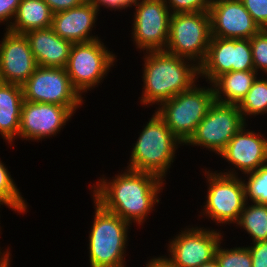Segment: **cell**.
Returning <instances> with one entry per match:
<instances>
[{"instance_id": "603a6c76", "label": "cell", "mask_w": 267, "mask_h": 267, "mask_svg": "<svg viewBox=\"0 0 267 267\" xmlns=\"http://www.w3.org/2000/svg\"><path fill=\"white\" fill-rule=\"evenodd\" d=\"M247 204L246 201L236 224L250 234L253 243L267 241V204Z\"/></svg>"}, {"instance_id": "5b68a950", "label": "cell", "mask_w": 267, "mask_h": 267, "mask_svg": "<svg viewBox=\"0 0 267 267\" xmlns=\"http://www.w3.org/2000/svg\"><path fill=\"white\" fill-rule=\"evenodd\" d=\"M214 101L212 85L210 88L194 85L191 89L162 102L155 111L185 145Z\"/></svg>"}, {"instance_id": "52a82bcc", "label": "cell", "mask_w": 267, "mask_h": 267, "mask_svg": "<svg viewBox=\"0 0 267 267\" xmlns=\"http://www.w3.org/2000/svg\"><path fill=\"white\" fill-rule=\"evenodd\" d=\"M204 174L209 186L203 215L217 224H235L246 203L242 178L231 169L224 173L205 170Z\"/></svg>"}, {"instance_id": "d4e9b609", "label": "cell", "mask_w": 267, "mask_h": 267, "mask_svg": "<svg viewBox=\"0 0 267 267\" xmlns=\"http://www.w3.org/2000/svg\"><path fill=\"white\" fill-rule=\"evenodd\" d=\"M0 200L7 208L13 209L18 213H25L27 202L23 199L14 180L11 178L5 164L0 160Z\"/></svg>"}, {"instance_id": "4fadbf2b", "label": "cell", "mask_w": 267, "mask_h": 267, "mask_svg": "<svg viewBox=\"0 0 267 267\" xmlns=\"http://www.w3.org/2000/svg\"><path fill=\"white\" fill-rule=\"evenodd\" d=\"M179 233L169 242L170 254L166 257L175 267H199L212 261L223 240L219 231L203 227L187 228Z\"/></svg>"}, {"instance_id": "cb8c5ba5", "label": "cell", "mask_w": 267, "mask_h": 267, "mask_svg": "<svg viewBox=\"0 0 267 267\" xmlns=\"http://www.w3.org/2000/svg\"><path fill=\"white\" fill-rule=\"evenodd\" d=\"M238 107L245 121L248 116L267 113V79L256 78Z\"/></svg>"}, {"instance_id": "30bf717a", "label": "cell", "mask_w": 267, "mask_h": 267, "mask_svg": "<svg viewBox=\"0 0 267 267\" xmlns=\"http://www.w3.org/2000/svg\"><path fill=\"white\" fill-rule=\"evenodd\" d=\"M244 125L238 105L214 101L185 144L203 146L219 155Z\"/></svg>"}, {"instance_id": "5bb4252c", "label": "cell", "mask_w": 267, "mask_h": 267, "mask_svg": "<svg viewBox=\"0 0 267 267\" xmlns=\"http://www.w3.org/2000/svg\"><path fill=\"white\" fill-rule=\"evenodd\" d=\"M209 15L211 37L250 39L262 30L241 0H212Z\"/></svg>"}, {"instance_id": "7c38bea8", "label": "cell", "mask_w": 267, "mask_h": 267, "mask_svg": "<svg viewBox=\"0 0 267 267\" xmlns=\"http://www.w3.org/2000/svg\"><path fill=\"white\" fill-rule=\"evenodd\" d=\"M254 70L250 39L211 37L204 61L199 65V76L212 83L231 71Z\"/></svg>"}, {"instance_id": "ac0fdd59", "label": "cell", "mask_w": 267, "mask_h": 267, "mask_svg": "<svg viewBox=\"0 0 267 267\" xmlns=\"http://www.w3.org/2000/svg\"><path fill=\"white\" fill-rule=\"evenodd\" d=\"M98 8L89 0L72 9L53 13L52 25L54 32L62 39L72 43H86L99 39L90 36L97 20Z\"/></svg>"}, {"instance_id": "4dcf8cb0", "label": "cell", "mask_w": 267, "mask_h": 267, "mask_svg": "<svg viewBox=\"0 0 267 267\" xmlns=\"http://www.w3.org/2000/svg\"><path fill=\"white\" fill-rule=\"evenodd\" d=\"M248 249L251 253L252 267H267V241H259Z\"/></svg>"}, {"instance_id": "44dd1931", "label": "cell", "mask_w": 267, "mask_h": 267, "mask_svg": "<svg viewBox=\"0 0 267 267\" xmlns=\"http://www.w3.org/2000/svg\"><path fill=\"white\" fill-rule=\"evenodd\" d=\"M257 75L255 70L231 71L222 74L210 84L214 91V100L239 105L251 89Z\"/></svg>"}, {"instance_id": "277c9868", "label": "cell", "mask_w": 267, "mask_h": 267, "mask_svg": "<svg viewBox=\"0 0 267 267\" xmlns=\"http://www.w3.org/2000/svg\"><path fill=\"white\" fill-rule=\"evenodd\" d=\"M93 200L95 216L88 247L90 267H125L123 255L130 223Z\"/></svg>"}, {"instance_id": "ba28073f", "label": "cell", "mask_w": 267, "mask_h": 267, "mask_svg": "<svg viewBox=\"0 0 267 267\" xmlns=\"http://www.w3.org/2000/svg\"><path fill=\"white\" fill-rule=\"evenodd\" d=\"M100 40L73 43L71 47L65 69L80 95L99 85L116 61L113 52L111 53Z\"/></svg>"}, {"instance_id": "484cf974", "label": "cell", "mask_w": 267, "mask_h": 267, "mask_svg": "<svg viewBox=\"0 0 267 267\" xmlns=\"http://www.w3.org/2000/svg\"><path fill=\"white\" fill-rule=\"evenodd\" d=\"M249 177L243 179L245 200L258 204H267V164L259 167L256 171L246 173Z\"/></svg>"}, {"instance_id": "d590c367", "label": "cell", "mask_w": 267, "mask_h": 267, "mask_svg": "<svg viewBox=\"0 0 267 267\" xmlns=\"http://www.w3.org/2000/svg\"><path fill=\"white\" fill-rule=\"evenodd\" d=\"M10 256L8 249L3 253L0 250V267H10Z\"/></svg>"}, {"instance_id": "3957f363", "label": "cell", "mask_w": 267, "mask_h": 267, "mask_svg": "<svg viewBox=\"0 0 267 267\" xmlns=\"http://www.w3.org/2000/svg\"><path fill=\"white\" fill-rule=\"evenodd\" d=\"M133 146L128 169L156 174L164 179L174 162L179 144H183L156 113L142 129Z\"/></svg>"}, {"instance_id": "f1b7e54d", "label": "cell", "mask_w": 267, "mask_h": 267, "mask_svg": "<svg viewBox=\"0 0 267 267\" xmlns=\"http://www.w3.org/2000/svg\"><path fill=\"white\" fill-rule=\"evenodd\" d=\"M164 2L171 14H175L187 12H209L212 0H164Z\"/></svg>"}, {"instance_id": "9a60e30c", "label": "cell", "mask_w": 267, "mask_h": 267, "mask_svg": "<svg viewBox=\"0 0 267 267\" xmlns=\"http://www.w3.org/2000/svg\"><path fill=\"white\" fill-rule=\"evenodd\" d=\"M72 114L66 106L24 100L18 138L38 141L52 137L64 128Z\"/></svg>"}, {"instance_id": "d6a6232c", "label": "cell", "mask_w": 267, "mask_h": 267, "mask_svg": "<svg viewBox=\"0 0 267 267\" xmlns=\"http://www.w3.org/2000/svg\"><path fill=\"white\" fill-rule=\"evenodd\" d=\"M51 9L53 13L72 9L82 5L87 0H43Z\"/></svg>"}, {"instance_id": "e0dca14e", "label": "cell", "mask_w": 267, "mask_h": 267, "mask_svg": "<svg viewBox=\"0 0 267 267\" xmlns=\"http://www.w3.org/2000/svg\"><path fill=\"white\" fill-rule=\"evenodd\" d=\"M245 126L233 136L219 154L244 175L267 164V138L260 133L249 131Z\"/></svg>"}, {"instance_id": "8992f818", "label": "cell", "mask_w": 267, "mask_h": 267, "mask_svg": "<svg viewBox=\"0 0 267 267\" xmlns=\"http://www.w3.org/2000/svg\"><path fill=\"white\" fill-rule=\"evenodd\" d=\"M210 39L209 12L171 14L165 51L193 60L199 66L206 57Z\"/></svg>"}, {"instance_id": "8d00e7d4", "label": "cell", "mask_w": 267, "mask_h": 267, "mask_svg": "<svg viewBox=\"0 0 267 267\" xmlns=\"http://www.w3.org/2000/svg\"><path fill=\"white\" fill-rule=\"evenodd\" d=\"M199 267H219L216 259L214 258L212 261L208 262V263H204L202 265H200Z\"/></svg>"}, {"instance_id": "d6986e66", "label": "cell", "mask_w": 267, "mask_h": 267, "mask_svg": "<svg viewBox=\"0 0 267 267\" xmlns=\"http://www.w3.org/2000/svg\"><path fill=\"white\" fill-rule=\"evenodd\" d=\"M37 66L65 68L72 42L62 39L52 27L32 30L24 34Z\"/></svg>"}, {"instance_id": "6da1fadb", "label": "cell", "mask_w": 267, "mask_h": 267, "mask_svg": "<svg viewBox=\"0 0 267 267\" xmlns=\"http://www.w3.org/2000/svg\"><path fill=\"white\" fill-rule=\"evenodd\" d=\"M108 181L103 177L93 189V198L106 210L128 223L142 225L156 203L163 179L156 174L127 169Z\"/></svg>"}, {"instance_id": "9c48e42d", "label": "cell", "mask_w": 267, "mask_h": 267, "mask_svg": "<svg viewBox=\"0 0 267 267\" xmlns=\"http://www.w3.org/2000/svg\"><path fill=\"white\" fill-rule=\"evenodd\" d=\"M22 90L25 101L66 106L73 114L84 101L65 68L37 66Z\"/></svg>"}, {"instance_id": "8fae6325", "label": "cell", "mask_w": 267, "mask_h": 267, "mask_svg": "<svg viewBox=\"0 0 267 267\" xmlns=\"http://www.w3.org/2000/svg\"><path fill=\"white\" fill-rule=\"evenodd\" d=\"M135 0L132 38L140 50L163 51L168 44L171 12L164 0Z\"/></svg>"}, {"instance_id": "1f68e13d", "label": "cell", "mask_w": 267, "mask_h": 267, "mask_svg": "<svg viewBox=\"0 0 267 267\" xmlns=\"http://www.w3.org/2000/svg\"><path fill=\"white\" fill-rule=\"evenodd\" d=\"M21 0H0V23L9 22L6 29L11 25V19L15 17Z\"/></svg>"}, {"instance_id": "83f0119b", "label": "cell", "mask_w": 267, "mask_h": 267, "mask_svg": "<svg viewBox=\"0 0 267 267\" xmlns=\"http://www.w3.org/2000/svg\"><path fill=\"white\" fill-rule=\"evenodd\" d=\"M252 60L256 72L262 70L267 74V29H262L250 38Z\"/></svg>"}, {"instance_id": "836d02e7", "label": "cell", "mask_w": 267, "mask_h": 267, "mask_svg": "<svg viewBox=\"0 0 267 267\" xmlns=\"http://www.w3.org/2000/svg\"><path fill=\"white\" fill-rule=\"evenodd\" d=\"M92 2L98 10L100 6H105L106 8L114 9H126L127 7H132L131 4L135 0H89Z\"/></svg>"}, {"instance_id": "ffe728a7", "label": "cell", "mask_w": 267, "mask_h": 267, "mask_svg": "<svg viewBox=\"0 0 267 267\" xmlns=\"http://www.w3.org/2000/svg\"><path fill=\"white\" fill-rule=\"evenodd\" d=\"M22 86L0 81V134L10 144L19 135Z\"/></svg>"}, {"instance_id": "2e32d148", "label": "cell", "mask_w": 267, "mask_h": 267, "mask_svg": "<svg viewBox=\"0 0 267 267\" xmlns=\"http://www.w3.org/2000/svg\"><path fill=\"white\" fill-rule=\"evenodd\" d=\"M0 44V81L23 85L37 64L24 34L6 30Z\"/></svg>"}, {"instance_id": "f546056e", "label": "cell", "mask_w": 267, "mask_h": 267, "mask_svg": "<svg viewBox=\"0 0 267 267\" xmlns=\"http://www.w3.org/2000/svg\"><path fill=\"white\" fill-rule=\"evenodd\" d=\"M252 19L261 29H267V0H241Z\"/></svg>"}, {"instance_id": "7a4b0ae2", "label": "cell", "mask_w": 267, "mask_h": 267, "mask_svg": "<svg viewBox=\"0 0 267 267\" xmlns=\"http://www.w3.org/2000/svg\"><path fill=\"white\" fill-rule=\"evenodd\" d=\"M146 53L145 58L143 57L145 62L143 67L144 90L140 97L141 104L150 106L158 103L157 105H160L177 94L191 89L197 82L199 66L193 64L194 61L165 50Z\"/></svg>"}, {"instance_id": "4316f807", "label": "cell", "mask_w": 267, "mask_h": 267, "mask_svg": "<svg viewBox=\"0 0 267 267\" xmlns=\"http://www.w3.org/2000/svg\"><path fill=\"white\" fill-rule=\"evenodd\" d=\"M218 245L215 259L219 267H252L251 253L248 247L220 248Z\"/></svg>"}, {"instance_id": "7402d4cb", "label": "cell", "mask_w": 267, "mask_h": 267, "mask_svg": "<svg viewBox=\"0 0 267 267\" xmlns=\"http://www.w3.org/2000/svg\"><path fill=\"white\" fill-rule=\"evenodd\" d=\"M53 12L43 0H21L8 31L25 34L52 25Z\"/></svg>"}, {"instance_id": "e575fe53", "label": "cell", "mask_w": 267, "mask_h": 267, "mask_svg": "<svg viewBox=\"0 0 267 267\" xmlns=\"http://www.w3.org/2000/svg\"><path fill=\"white\" fill-rule=\"evenodd\" d=\"M145 267H175L166 256H160L150 259Z\"/></svg>"}]
</instances>
